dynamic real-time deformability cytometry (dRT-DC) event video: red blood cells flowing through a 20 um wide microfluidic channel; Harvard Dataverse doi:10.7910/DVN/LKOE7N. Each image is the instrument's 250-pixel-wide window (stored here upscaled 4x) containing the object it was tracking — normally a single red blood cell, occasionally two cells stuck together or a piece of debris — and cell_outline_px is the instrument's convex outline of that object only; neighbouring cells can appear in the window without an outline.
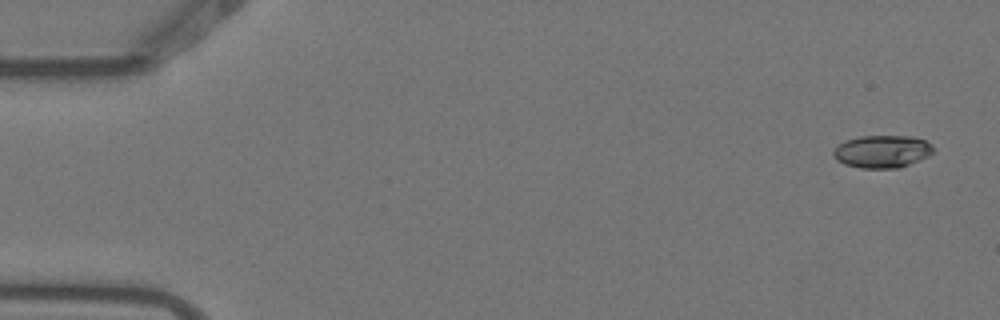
{"species": "Egyptian fruit bat (a non-hibernating species)", "species_latin": "Rousettus aegyptiacus", "temperature_condition": "warm", "stored_images_in_passage": 2, "camera_frame_rate_fps": 3000, "um_per_image_px": 0.085, "animal": {"sex": "female"}, "frame": {"image": 1, "passage_image": 1, "time_ms": 0.0, "image_size_px": [1000, 320], "cell_outline_px": [[936, 148], [928, 156], [900, 168], [860, 168], [844, 164], [836, 160], [832, 152], [844, 140], [860, 136], [912, 136], [924, 140], [932, 144]], "centroid_in_image_um": [74.99, 12.87], "position_along_channel_um": 10.0, "area_um2": 19.07}}